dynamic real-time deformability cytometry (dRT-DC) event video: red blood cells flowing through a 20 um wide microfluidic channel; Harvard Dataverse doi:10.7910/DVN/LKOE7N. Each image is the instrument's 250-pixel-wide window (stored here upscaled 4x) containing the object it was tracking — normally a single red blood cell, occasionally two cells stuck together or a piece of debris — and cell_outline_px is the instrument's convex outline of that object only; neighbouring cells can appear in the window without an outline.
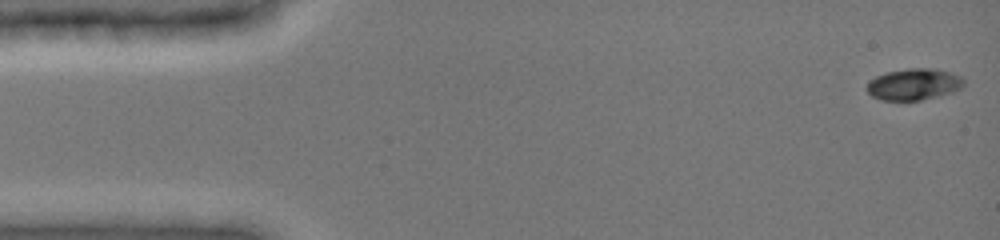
{"species": "common noctule bat (a hibernating species)", "species_latin": "Nyctalus noctula", "temperature_condition": "cold", "stored_images_in_passage": 48, "camera_frame_rate_fps": 3000, "um_per_image_px": 0.085, "animal": {"sex": "female", "body_mass_g": 19.0, "forearm_length_mm": 51.5}, "frame": {"image": 1, "passage_image": 1, "time_ms": 0.0, "image_size_px": [1000, 240], "cell_outline_px": [[964, 84], [960, 88], [952, 92], [920, 100], [880, 100], [872, 96], [868, 92], [868, 80], [884, 72], [908, 68], [936, 68], [952, 72], [964, 76]], "centroid_in_image_um": [77.69, 7.14], "position_along_channel_um": 7.3, "area_um2": 17.98}}
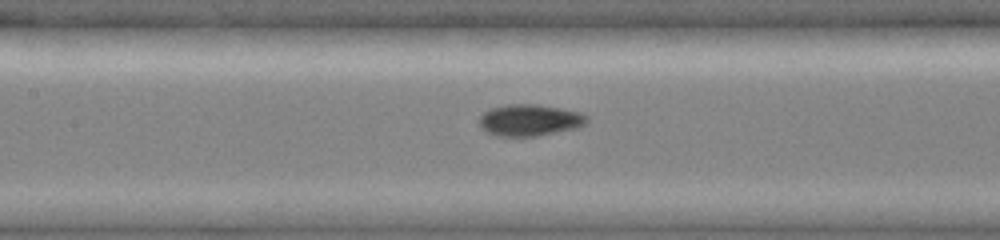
{"frame": {"image": 2, "passage_image": 22, "time_ms": 7.0, "image_size_px": [1000, 240], "cell_outline_px": [[588, 120], [584, 124], [576, 128], [536, 136], [496, 136], [484, 132], [480, 128], [480, 116], [488, 108], [508, 104], [536, 104], [560, 108], [580, 112], [588, 116]], "centroid_in_image_um": [44.98, 10.21], "position_along_channel_um": 162.4, "area_um2": 19.94}}
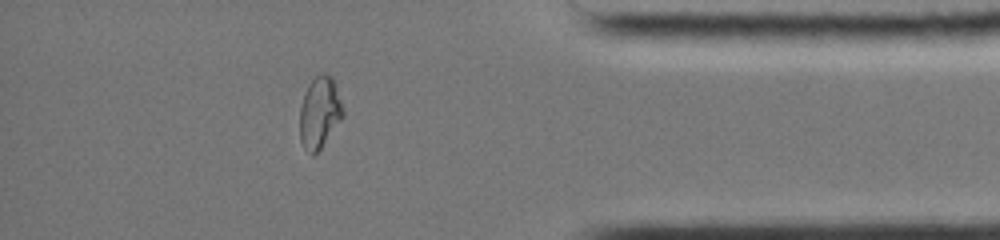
{"frame": {"image": 3, "passage_image": 42, "time_ms": 13.667, "image_size_px": [1000, 240], "cell_outline_px": [[344, 116], [320, 148], [312, 156], [304, 148], [300, 140], [300, 108], [304, 92], [308, 84], [320, 72], [324, 72], [332, 76], [344, 108]], "centroid_in_image_um": [27.17, 9.53], "position_along_channel_um": 408.0, "area_um2": 18.09}, "authors_computed_cell_mechanics": {"area_um2": 18.4093, "velocity_mm_per_s": 3.9404, "shape_relaxation_time_tau1_ms": 10.094, "shape_relaxation_time_tau2_ms": 1.1281, "deformation_change_tau1": 0.2929, "deformation_change_tau2": 0.046}}